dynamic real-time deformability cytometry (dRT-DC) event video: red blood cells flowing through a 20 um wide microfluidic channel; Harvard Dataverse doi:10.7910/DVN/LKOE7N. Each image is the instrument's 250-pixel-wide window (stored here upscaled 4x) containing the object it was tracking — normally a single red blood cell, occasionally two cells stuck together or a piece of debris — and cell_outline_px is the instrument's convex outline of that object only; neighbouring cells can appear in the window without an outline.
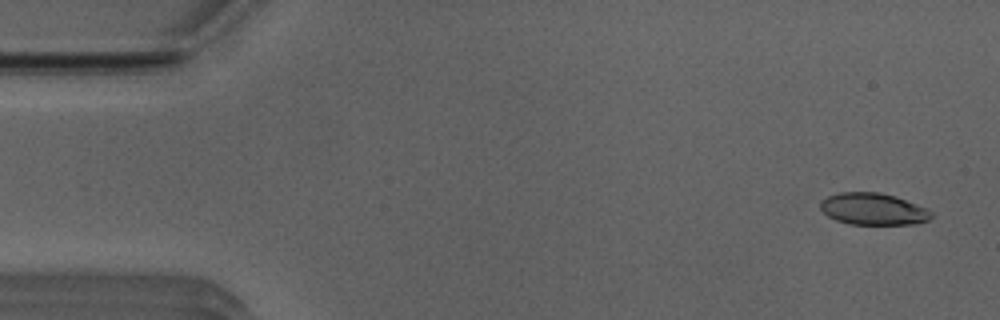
{"species": "Egyptian fruit bat (a non-hibernating species)", "species_latin": "Rousettus aegyptiacus", "temperature_condition": "room temperature", "stored_images_in_passage": 13, "camera_frame_rate_fps": 3000, "um_per_image_px": 0.085, "animal": {"sex": "male"}, "frame": {"image": 1, "passage_image": 3, "time_ms": 0.667, "image_size_px": [1000, 320], "cell_outline_px": [[932, 216], [928, 220], [916, 224], [848, 224], [836, 220], [828, 216], [820, 208], [820, 200], [828, 196], [840, 192], [880, 192], [896, 196], [928, 208], [932, 212]], "centroid_in_image_um": [74.23, 17.76], "position_along_channel_um": 10.8, "area_um2": 20.75}}